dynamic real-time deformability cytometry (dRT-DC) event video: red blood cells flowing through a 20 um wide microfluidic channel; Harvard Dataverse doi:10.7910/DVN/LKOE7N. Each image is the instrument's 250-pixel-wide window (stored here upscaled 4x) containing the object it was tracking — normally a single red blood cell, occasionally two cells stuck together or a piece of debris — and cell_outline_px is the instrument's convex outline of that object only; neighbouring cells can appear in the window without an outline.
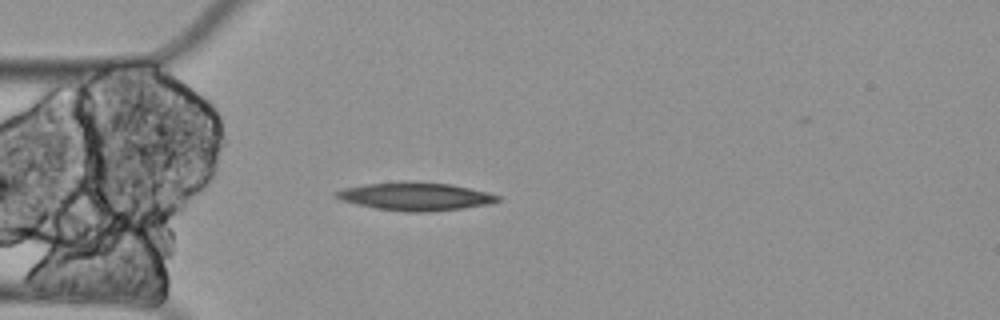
{"species": "Egyptian fruit bat (a non-hibernating species)", "species_latin": "Rousettus aegyptiacus", "temperature_condition": "cold", "stored_images_in_passage": 5, "camera_frame_rate_fps": 3000, "um_per_image_px": 0.085, "animal": {"sex": "female"}, "frame": {"image": 1, "passage_image": 4, "time_ms": 1.0, "image_size_px": [1000, 320], "cell_outline_px": [[500, 200], [492, 204], [464, 208], [432, 212], [408, 212], [376, 208], [356, 204], [340, 200], [332, 196], [332, 192], [344, 188], [364, 184], [404, 180], [408, 180], [452, 184], [488, 192], [500, 196]], "centroid_in_image_um": [35.29, 16.68], "position_along_channel_um": 49.7, "area_um2": 27.05}}